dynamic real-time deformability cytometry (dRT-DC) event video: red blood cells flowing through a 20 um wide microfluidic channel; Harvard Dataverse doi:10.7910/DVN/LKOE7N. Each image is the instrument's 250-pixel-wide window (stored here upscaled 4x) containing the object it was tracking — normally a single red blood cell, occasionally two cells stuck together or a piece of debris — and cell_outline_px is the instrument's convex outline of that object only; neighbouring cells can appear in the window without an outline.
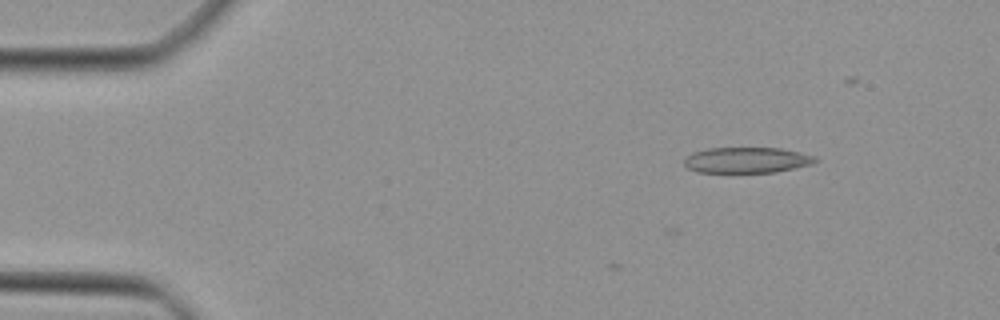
{"species": "Egyptian fruit bat (a non-hibernating species)", "species_latin": "Rousettus aegyptiacus", "temperature_condition": "cold", "stored_images_in_passage": 2, "camera_frame_rate_fps": 3000, "um_per_image_px": 0.085, "animal": {"sex": "female"}, "frame": {"image": 1, "passage_image": 2, "time_ms": 0.333, "image_size_px": [1000, 320], "cell_outline_px": [[816, 160], [812, 164], [776, 172], [696, 172], [688, 168], [684, 164], [684, 160], [688, 156], [696, 152], [708, 148], [780, 148], [800, 152], [816, 156]], "centroid_in_image_um": [63.49, 13.61], "position_along_channel_um": 21.5, "area_um2": 19.48}}